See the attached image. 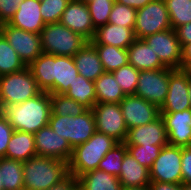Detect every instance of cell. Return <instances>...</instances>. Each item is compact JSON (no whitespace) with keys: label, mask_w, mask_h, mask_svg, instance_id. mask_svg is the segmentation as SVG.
<instances>
[{"label":"cell","mask_w":191,"mask_h":190,"mask_svg":"<svg viewBox=\"0 0 191 190\" xmlns=\"http://www.w3.org/2000/svg\"><path fill=\"white\" fill-rule=\"evenodd\" d=\"M172 29L191 22V0H164Z\"/></svg>","instance_id":"1f68e13d"},{"label":"cell","mask_w":191,"mask_h":190,"mask_svg":"<svg viewBox=\"0 0 191 190\" xmlns=\"http://www.w3.org/2000/svg\"><path fill=\"white\" fill-rule=\"evenodd\" d=\"M1 27H2V23L0 22V34H1Z\"/></svg>","instance_id":"9f6ffc18"},{"label":"cell","mask_w":191,"mask_h":190,"mask_svg":"<svg viewBox=\"0 0 191 190\" xmlns=\"http://www.w3.org/2000/svg\"><path fill=\"white\" fill-rule=\"evenodd\" d=\"M129 154L141 165L150 169L153 162L158 157L162 147L156 145H126Z\"/></svg>","instance_id":"74e56055"},{"label":"cell","mask_w":191,"mask_h":190,"mask_svg":"<svg viewBox=\"0 0 191 190\" xmlns=\"http://www.w3.org/2000/svg\"><path fill=\"white\" fill-rule=\"evenodd\" d=\"M13 132L14 129L0 112V159L6 155L7 145Z\"/></svg>","instance_id":"ab89813d"},{"label":"cell","mask_w":191,"mask_h":190,"mask_svg":"<svg viewBox=\"0 0 191 190\" xmlns=\"http://www.w3.org/2000/svg\"><path fill=\"white\" fill-rule=\"evenodd\" d=\"M92 111L97 132L104 133L118 142H125L128 128L119 103H96Z\"/></svg>","instance_id":"8fae6325"},{"label":"cell","mask_w":191,"mask_h":190,"mask_svg":"<svg viewBox=\"0 0 191 190\" xmlns=\"http://www.w3.org/2000/svg\"><path fill=\"white\" fill-rule=\"evenodd\" d=\"M71 0H43L40 13L46 24L60 22L62 14Z\"/></svg>","instance_id":"f35d334b"},{"label":"cell","mask_w":191,"mask_h":190,"mask_svg":"<svg viewBox=\"0 0 191 190\" xmlns=\"http://www.w3.org/2000/svg\"><path fill=\"white\" fill-rule=\"evenodd\" d=\"M78 186L83 190H121L122 184L117 176L100 169L88 171L77 177Z\"/></svg>","instance_id":"484cf974"},{"label":"cell","mask_w":191,"mask_h":190,"mask_svg":"<svg viewBox=\"0 0 191 190\" xmlns=\"http://www.w3.org/2000/svg\"><path fill=\"white\" fill-rule=\"evenodd\" d=\"M74 190H83V189L77 185Z\"/></svg>","instance_id":"11a10c76"},{"label":"cell","mask_w":191,"mask_h":190,"mask_svg":"<svg viewBox=\"0 0 191 190\" xmlns=\"http://www.w3.org/2000/svg\"><path fill=\"white\" fill-rule=\"evenodd\" d=\"M115 1L120 4L129 6L135 9H139L147 5L152 0H115Z\"/></svg>","instance_id":"bcb514c9"},{"label":"cell","mask_w":191,"mask_h":190,"mask_svg":"<svg viewBox=\"0 0 191 190\" xmlns=\"http://www.w3.org/2000/svg\"><path fill=\"white\" fill-rule=\"evenodd\" d=\"M189 108L188 74L183 69L169 68L168 93L160 112H178Z\"/></svg>","instance_id":"2e32d148"},{"label":"cell","mask_w":191,"mask_h":190,"mask_svg":"<svg viewBox=\"0 0 191 190\" xmlns=\"http://www.w3.org/2000/svg\"><path fill=\"white\" fill-rule=\"evenodd\" d=\"M118 179L123 187H148L150 183L149 169L139 164L127 151L122 160Z\"/></svg>","instance_id":"cb8c5ba5"},{"label":"cell","mask_w":191,"mask_h":190,"mask_svg":"<svg viewBox=\"0 0 191 190\" xmlns=\"http://www.w3.org/2000/svg\"><path fill=\"white\" fill-rule=\"evenodd\" d=\"M77 185H78L77 178L69 174L65 179L53 185L48 190H74Z\"/></svg>","instance_id":"7bdbcfd3"},{"label":"cell","mask_w":191,"mask_h":190,"mask_svg":"<svg viewBox=\"0 0 191 190\" xmlns=\"http://www.w3.org/2000/svg\"><path fill=\"white\" fill-rule=\"evenodd\" d=\"M175 31L182 47L186 43H191V22L178 27Z\"/></svg>","instance_id":"ee69618b"},{"label":"cell","mask_w":191,"mask_h":190,"mask_svg":"<svg viewBox=\"0 0 191 190\" xmlns=\"http://www.w3.org/2000/svg\"><path fill=\"white\" fill-rule=\"evenodd\" d=\"M114 2L115 0H93L87 4L95 29L108 23Z\"/></svg>","instance_id":"8d00e7d4"},{"label":"cell","mask_w":191,"mask_h":190,"mask_svg":"<svg viewBox=\"0 0 191 190\" xmlns=\"http://www.w3.org/2000/svg\"><path fill=\"white\" fill-rule=\"evenodd\" d=\"M191 61V43H186L182 47L181 69Z\"/></svg>","instance_id":"7dc6e473"},{"label":"cell","mask_w":191,"mask_h":190,"mask_svg":"<svg viewBox=\"0 0 191 190\" xmlns=\"http://www.w3.org/2000/svg\"><path fill=\"white\" fill-rule=\"evenodd\" d=\"M137 9L114 2L108 23L133 28L135 25Z\"/></svg>","instance_id":"d590c367"},{"label":"cell","mask_w":191,"mask_h":190,"mask_svg":"<svg viewBox=\"0 0 191 190\" xmlns=\"http://www.w3.org/2000/svg\"><path fill=\"white\" fill-rule=\"evenodd\" d=\"M112 73L125 95H135L139 79V71L137 69L127 64Z\"/></svg>","instance_id":"e575fe53"},{"label":"cell","mask_w":191,"mask_h":190,"mask_svg":"<svg viewBox=\"0 0 191 190\" xmlns=\"http://www.w3.org/2000/svg\"><path fill=\"white\" fill-rule=\"evenodd\" d=\"M28 68L40 90L49 94H65L79 75L73 57L44 52Z\"/></svg>","instance_id":"6da1fadb"},{"label":"cell","mask_w":191,"mask_h":190,"mask_svg":"<svg viewBox=\"0 0 191 190\" xmlns=\"http://www.w3.org/2000/svg\"><path fill=\"white\" fill-rule=\"evenodd\" d=\"M24 0H0V22L9 23Z\"/></svg>","instance_id":"60d3db41"},{"label":"cell","mask_w":191,"mask_h":190,"mask_svg":"<svg viewBox=\"0 0 191 190\" xmlns=\"http://www.w3.org/2000/svg\"><path fill=\"white\" fill-rule=\"evenodd\" d=\"M169 84V68L139 71L135 95L156 105L159 109L164 104Z\"/></svg>","instance_id":"30bf717a"},{"label":"cell","mask_w":191,"mask_h":190,"mask_svg":"<svg viewBox=\"0 0 191 190\" xmlns=\"http://www.w3.org/2000/svg\"><path fill=\"white\" fill-rule=\"evenodd\" d=\"M143 40L165 67L181 69L182 46L174 29L148 35Z\"/></svg>","instance_id":"7c38bea8"},{"label":"cell","mask_w":191,"mask_h":190,"mask_svg":"<svg viewBox=\"0 0 191 190\" xmlns=\"http://www.w3.org/2000/svg\"><path fill=\"white\" fill-rule=\"evenodd\" d=\"M182 147L167 144L149 169L150 182L182 184Z\"/></svg>","instance_id":"9c48e42d"},{"label":"cell","mask_w":191,"mask_h":190,"mask_svg":"<svg viewBox=\"0 0 191 190\" xmlns=\"http://www.w3.org/2000/svg\"><path fill=\"white\" fill-rule=\"evenodd\" d=\"M40 35L42 51L55 56L73 57L88 42L60 22L46 24Z\"/></svg>","instance_id":"5b68a950"},{"label":"cell","mask_w":191,"mask_h":190,"mask_svg":"<svg viewBox=\"0 0 191 190\" xmlns=\"http://www.w3.org/2000/svg\"><path fill=\"white\" fill-rule=\"evenodd\" d=\"M148 188L149 190H182V184L150 182Z\"/></svg>","instance_id":"f6af8a7d"},{"label":"cell","mask_w":191,"mask_h":190,"mask_svg":"<svg viewBox=\"0 0 191 190\" xmlns=\"http://www.w3.org/2000/svg\"><path fill=\"white\" fill-rule=\"evenodd\" d=\"M105 72H113L128 64V51L112 45L93 44Z\"/></svg>","instance_id":"f546056e"},{"label":"cell","mask_w":191,"mask_h":190,"mask_svg":"<svg viewBox=\"0 0 191 190\" xmlns=\"http://www.w3.org/2000/svg\"><path fill=\"white\" fill-rule=\"evenodd\" d=\"M74 63L80 75L95 81L105 71L95 46L88 41L74 56Z\"/></svg>","instance_id":"7402d4cb"},{"label":"cell","mask_w":191,"mask_h":190,"mask_svg":"<svg viewBox=\"0 0 191 190\" xmlns=\"http://www.w3.org/2000/svg\"><path fill=\"white\" fill-rule=\"evenodd\" d=\"M1 34L27 67L43 53L40 34L15 28L8 23L2 24Z\"/></svg>","instance_id":"4fadbf2b"},{"label":"cell","mask_w":191,"mask_h":190,"mask_svg":"<svg viewBox=\"0 0 191 190\" xmlns=\"http://www.w3.org/2000/svg\"><path fill=\"white\" fill-rule=\"evenodd\" d=\"M119 105L128 129L151 123L160 116L156 105L136 95H126Z\"/></svg>","instance_id":"5bb4252c"},{"label":"cell","mask_w":191,"mask_h":190,"mask_svg":"<svg viewBox=\"0 0 191 190\" xmlns=\"http://www.w3.org/2000/svg\"><path fill=\"white\" fill-rule=\"evenodd\" d=\"M0 175L4 190H24L23 162L1 158Z\"/></svg>","instance_id":"83f0119b"},{"label":"cell","mask_w":191,"mask_h":190,"mask_svg":"<svg viewBox=\"0 0 191 190\" xmlns=\"http://www.w3.org/2000/svg\"><path fill=\"white\" fill-rule=\"evenodd\" d=\"M118 143L114 138L96 131L88 141L73 149L68 162L69 174L77 178L88 171L98 169L100 161Z\"/></svg>","instance_id":"277c9868"},{"label":"cell","mask_w":191,"mask_h":190,"mask_svg":"<svg viewBox=\"0 0 191 190\" xmlns=\"http://www.w3.org/2000/svg\"><path fill=\"white\" fill-rule=\"evenodd\" d=\"M183 70H184L188 75H191V61L183 68Z\"/></svg>","instance_id":"f907efd6"},{"label":"cell","mask_w":191,"mask_h":190,"mask_svg":"<svg viewBox=\"0 0 191 190\" xmlns=\"http://www.w3.org/2000/svg\"><path fill=\"white\" fill-rule=\"evenodd\" d=\"M26 67L5 37L0 34V76L22 71Z\"/></svg>","instance_id":"4dcf8cb0"},{"label":"cell","mask_w":191,"mask_h":190,"mask_svg":"<svg viewBox=\"0 0 191 190\" xmlns=\"http://www.w3.org/2000/svg\"><path fill=\"white\" fill-rule=\"evenodd\" d=\"M182 190H191V184L182 183Z\"/></svg>","instance_id":"816d5d0a"},{"label":"cell","mask_w":191,"mask_h":190,"mask_svg":"<svg viewBox=\"0 0 191 190\" xmlns=\"http://www.w3.org/2000/svg\"><path fill=\"white\" fill-rule=\"evenodd\" d=\"M182 183L191 184V146L182 148Z\"/></svg>","instance_id":"b9f144b4"},{"label":"cell","mask_w":191,"mask_h":190,"mask_svg":"<svg viewBox=\"0 0 191 190\" xmlns=\"http://www.w3.org/2000/svg\"><path fill=\"white\" fill-rule=\"evenodd\" d=\"M80 1H82V2H84V3H86V4H88L89 2H91V1H93V0H80Z\"/></svg>","instance_id":"db71d44e"},{"label":"cell","mask_w":191,"mask_h":190,"mask_svg":"<svg viewBox=\"0 0 191 190\" xmlns=\"http://www.w3.org/2000/svg\"><path fill=\"white\" fill-rule=\"evenodd\" d=\"M135 40L133 28L107 23L95 30L94 37L90 42L127 49Z\"/></svg>","instance_id":"44dd1931"},{"label":"cell","mask_w":191,"mask_h":190,"mask_svg":"<svg viewBox=\"0 0 191 190\" xmlns=\"http://www.w3.org/2000/svg\"><path fill=\"white\" fill-rule=\"evenodd\" d=\"M40 7V1L24 0L8 24L18 29L40 34L45 26Z\"/></svg>","instance_id":"ffe728a7"},{"label":"cell","mask_w":191,"mask_h":190,"mask_svg":"<svg viewBox=\"0 0 191 190\" xmlns=\"http://www.w3.org/2000/svg\"><path fill=\"white\" fill-rule=\"evenodd\" d=\"M169 13L164 0H152L137 9L134 34L137 39L171 29Z\"/></svg>","instance_id":"ba28073f"},{"label":"cell","mask_w":191,"mask_h":190,"mask_svg":"<svg viewBox=\"0 0 191 190\" xmlns=\"http://www.w3.org/2000/svg\"><path fill=\"white\" fill-rule=\"evenodd\" d=\"M60 23L91 41L95 34L88 5L80 0H71L64 10Z\"/></svg>","instance_id":"ac0fdd59"},{"label":"cell","mask_w":191,"mask_h":190,"mask_svg":"<svg viewBox=\"0 0 191 190\" xmlns=\"http://www.w3.org/2000/svg\"><path fill=\"white\" fill-rule=\"evenodd\" d=\"M128 64L138 71L166 68L143 39H137L127 48Z\"/></svg>","instance_id":"603a6c76"},{"label":"cell","mask_w":191,"mask_h":190,"mask_svg":"<svg viewBox=\"0 0 191 190\" xmlns=\"http://www.w3.org/2000/svg\"><path fill=\"white\" fill-rule=\"evenodd\" d=\"M125 145H156L164 147L168 143L163 118L159 116L153 122L128 129Z\"/></svg>","instance_id":"d6986e66"},{"label":"cell","mask_w":191,"mask_h":190,"mask_svg":"<svg viewBox=\"0 0 191 190\" xmlns=\"http://www.w3.org/2000/svg\"><path fill=\"white\" fill-rule=\"evenodd\" d=\"M48 125L65 138L72 149L88 141L96 132L92 109H87L79 116L51 115Z\"/></svg>","instance_id":"8992f818"},{"label":"cell","mask_w":191,"mask_h":190,"mask_svg":"<svg viewBox=\"0 0 191 190\" xmlns=\"http://www.w3.org/2000/svg\"><path fill=\"white\" fill-rule=\"evenodd\" d=\"M14 130L35 134L48 125L51 116V94L41 92L20 104L9 105L1 111Z\"/></svg>","instance_id":"7a4b0ae2"},{"label":"cell","mask_w":191,"mask_h":190,"mask_svg":"<svg viewBox=\"0 0 191 190\" xmlns=\"http://www.w3.org/2000/svg\"><path fill=\"white\" fill-rule=\"evenodd\" d=\"M69 175L68 162L34 156L23 162L24 190H48Z\"/></svg>","instance_id":"3957f363"},{"label":"cell","mask_w":191,"mask_h":190,"mask_svg":"<svg viewBox=\"0 0 191 190\" xmlns=\"http://www.w3.org/2000/svg\"><path fill=\"white\" fill-rule=\"evenodd\" d=\"M94 84L96 103H119L126 96L112 72H104Z\"/></svg>","instance_id":"4316f807"},{"label":"cell","mask_w":191,"mask_h":190,"mask_svg":"<svg viewBox=\"0 0 191 190\" xmlns=\"http://www.w3.org/2000/svg\"><path fill=\"white\" fill-rule=\"evenodd\" d=\"M86 110V107L65 94H51V115L79 116Z\"/></svg>","instance_id":"d6a6232c"},{"label":"cell","mask_w":191,"mask_h":190,"mask_svg":"<svg viewBox=\"0 0 191 190\" xmlns=\"http://www.w3.org/2000/svg\"><path fill=\"white\" fill-rule=\"evenodd\" d=\"M121 190H149L148 187L137 186V187H122Z\"/></svg>","instance_id":"c3c4849f"},{"label":"cell","mask_w":191,"mask_h":190,"mask_svg":"<svg viewBox=\"0 0 191 190\" xmlns=\"http://www.w3.org/2000/svg\"><path fill=\"white\" fill-rule=\"evenodd\" d=\"M42 91L31 70H24L0 76V111L9 105L20 104L34 98Z\"/></svg>","instance_id":"52a82bcc"},{"label":"cell","mask_w":191,"mask_h":190,"mask_svg":"<svg viewBox=\"0 0 191 190\" xmlns=\"http://www.w3.org/2000/svg\"><path fill=\"white\" fill-rule=\"evenodd\" d=\"M65 95L77 101L79 104H82L87 109H93V106L96 104L94 82L80 74L76 76L75 81L69 86Z\"/></svg>","instance_id":"f1b7e54d"},{"label":"cell","mask_w":191,"mask_h":190,"mask_svg":"<svg viewBox=\"0 0 191 190\" xmlns=\"http://www.w3.org/2000/svg\"><path fill=\"white\" fill-rule=\"evenodd\" d=\"M168 143L177 147L191 146V108L178 112H160Z\"/></svg>","instance_id":"e0dca14e"},{"label":"cell","mask_w":191,"mask_h":190,"mask_svg":"<svg viewBox=\"0 0 191 190\" xmlns=\"http://www.w3.org/2000/svg\"><path fill=\"white\" fill-rule=\"evenodd\" d=\"M126 152L127 147L125 143L119 142L110 151H108L100 161L98 169L118 177L121 172L122 160Z\"/></svg>","instance_id":"836d02e7"},{"label":"cell","mask_w":191,"mask_h":190,"mask_svg":"<svg viewBox=\"0 0 191 190\" xmlns=\"http://www.w3.org/2000/svg\"><path fill=\"white\" fill-rule=\"evenodd\" d=\"M188 97L191 103V75H188Z\"/></svg>","instance_id":"681fc988"},{"label":"cell","mask_w":191,"mask_h":190,"mask_svg":"<svg viewBox=\"0 0 191 190\" xmlns=\"http://www.w3.org/2000/svg\"><path fill=\"white\" fill-rule=\"evenodd\" d=\"M37 156L69 162L73 153L68 141L47 125L34 134Z\"/></svg>","instance_id":"9a60e30c"},{"label":"cell","mask_w":191,"mask_h":190,"mask_svg":"<svg viewBox=\"0 0 191 190\" xmlns=\"http://www.w3.org/2000/svg\"><path fill=\"white\" fill-rule=\"evenodd\" d=\"M2 183H3V182H2L1 175H0V190H4V189H3V186H2Z\"/></svg>","instance_id":"f5cc1de1"},{"label":"cell","mask_w":191,"mask_h":190,"mask_svg":"<svg viewBox=\"0 0 191 190\" xmlns=\"http://www.w3.org/2000/svg\"><path fill=\"white\" fill-rule=\"evenodd\" d=\"M36 155L34 134L14 130L7 145L5 158L26 162Z\"/></svg>","instance_id":"d4e9b609"}]
</instances>
